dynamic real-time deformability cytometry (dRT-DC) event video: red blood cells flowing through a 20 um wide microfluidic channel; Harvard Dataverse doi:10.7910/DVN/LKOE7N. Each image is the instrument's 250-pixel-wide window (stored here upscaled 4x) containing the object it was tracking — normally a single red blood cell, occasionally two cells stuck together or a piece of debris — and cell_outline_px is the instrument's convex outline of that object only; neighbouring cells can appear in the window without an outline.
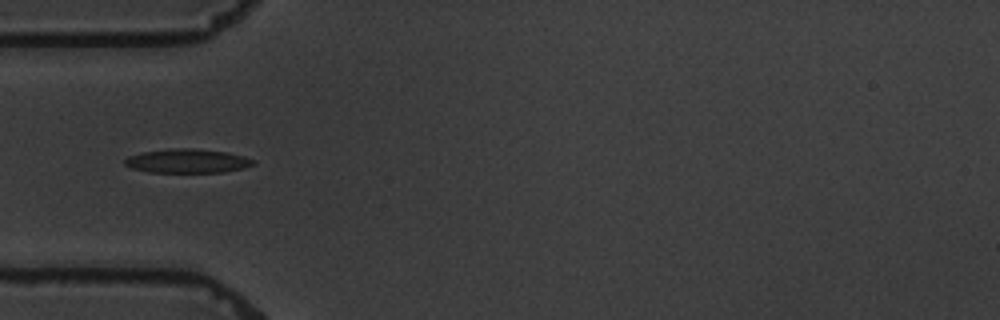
{"species": "common noctule bat (a hibernating species)", "species_latin": "Nyctalus noctula", "temperature_condition": "warm", "stored_images_in_passage": 14, "camera_frame_rate_fps": 3000, "um_per_image_px": 0.085, "animal": {"sex": "male", "body_mass_g": 19.5, "forearm_length_mm": 54.6}, "frame": {"image": 1, "passage_image": 4, "time_ms": 5.0, "image_size_px": [1000, 320], "cell_outline_px": [[256, 164], [244, 168], [224, 172], [148, 172], [132, 168], [124, 164], [124, 160], [128, 156], [144, 152], [168, 148], [192, 148], [228, 152], [244, 156], [256, 160]], "centroid_in_image_um": [15.96, 13.68], "position_along_channel_um": 69.0, "area_um2": 18.09}}
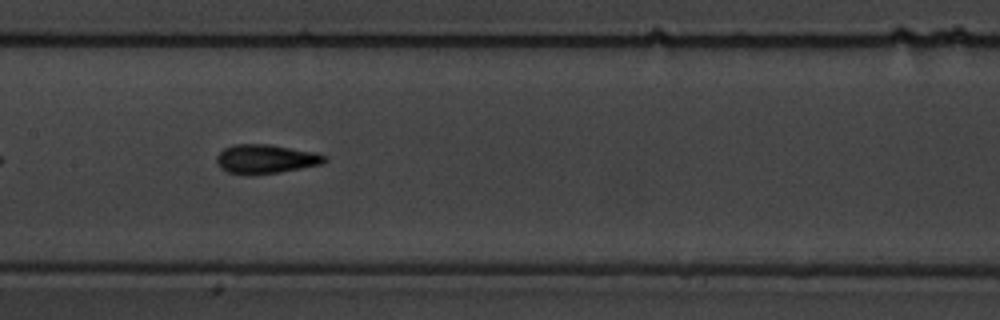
{"frame": {"image": 2, "passage_image": 7, "time_ms": 8.333, "image_size_px": [1000, 320], "cell_outline_px": [[328, 160], [320, 164], [280, 172], [228, 172], [220, 168], [216, 160], [216, 156], [224, 148], [232, 144], [272, 144], [316, 152], [328, 156]], "centroid_in_image_um": [22.63, 13.46], "position_along_channel_um": 184.8, "area_um2": 17.86}}
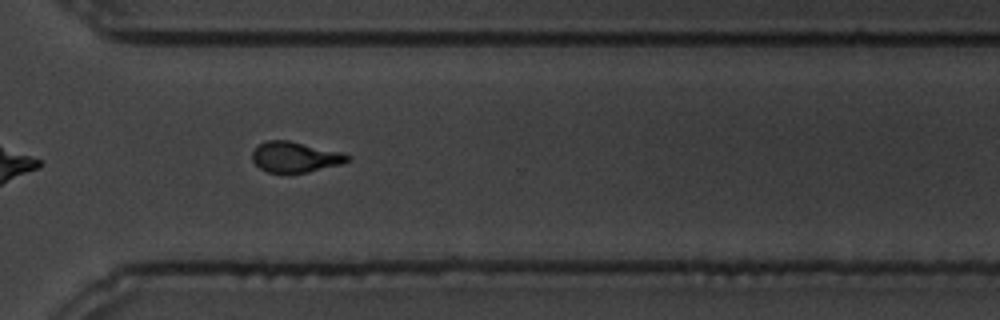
{"frame": {"image": 3, "passage_image": 11, "time_ms": 13.0, "image_size_px": [1000, 320], "cell_outline_px": [[352, 156], [344, 164], [308, 172], [288, 176], [268, 172], [260, 168], [252, 160], [252, 152], [260, 144], [268, 140], [288, 140], [344, 152]], "centroid_in_image_um": [25.12, 13.38], "position_along_channel_um": 345.5, "area_um2": 17.57}, "authors_computed_cell_mechanics": {"area_um2": 17.4845, "velocity_mm_per_s": 3.4509, "shape_relaxation_time_tau1_ms": 4.9601, "shape_relaxation_time_tau2_ms": 1.2797, "deformation_change_tau1": 0.172, "deformation_change_tau2": 0.0521}}